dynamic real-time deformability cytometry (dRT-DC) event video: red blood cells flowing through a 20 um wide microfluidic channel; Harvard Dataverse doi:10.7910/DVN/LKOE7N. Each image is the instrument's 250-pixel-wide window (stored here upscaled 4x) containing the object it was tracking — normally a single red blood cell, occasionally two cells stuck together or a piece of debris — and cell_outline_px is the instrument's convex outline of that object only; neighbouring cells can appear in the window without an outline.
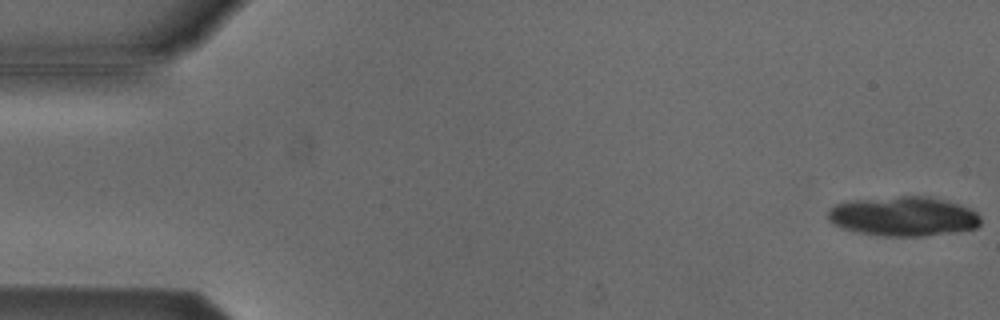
{"species": "Egyptian fruit bat (a non-hibernating species)", "species_latin": "Rousettus aegyptiacus", "temperature_condition": "cold", "stored_images_in_passage": 19, "camera_frame_rate_fps": 3000, "um_per_image_px": 0.085, "animal": {"sex": "male"}, "frame": {"image": 1, "passage_image": 1, "time_ms": 0.0, "image_size_px": [1000, 320], "cell_outline_px": [[980, 224], [976, 228], [956, 232], [920, 236], [888, 236], [860, 232], [844, 228], [828, 220], [828, 208], [844, 200], [900, 196], [932, 196], [948, 200], [960, 204], [976, 212], [980, 216]], "centroid_in_image_um": [76.8, 18.36], "position_along_channel_um": 8.2, "area_um2": 35.37}}